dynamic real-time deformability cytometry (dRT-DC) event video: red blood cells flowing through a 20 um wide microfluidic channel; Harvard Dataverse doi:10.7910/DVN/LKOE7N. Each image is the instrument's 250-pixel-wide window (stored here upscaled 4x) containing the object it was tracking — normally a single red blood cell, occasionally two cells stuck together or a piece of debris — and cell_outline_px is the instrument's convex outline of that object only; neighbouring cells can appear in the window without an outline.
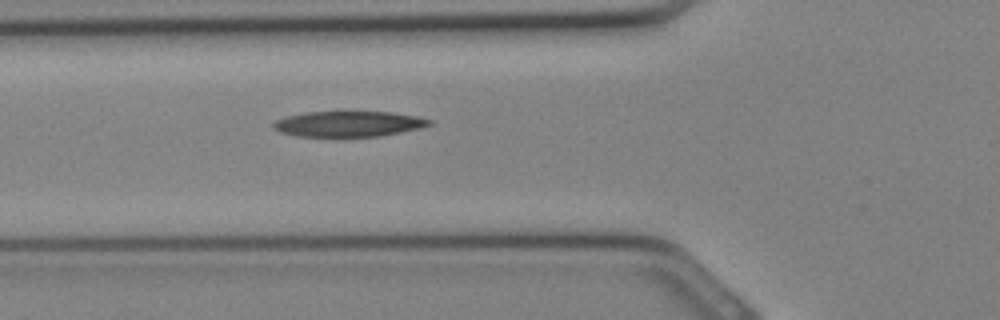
{"species": "Egyptian fruit bat (a non-hibernating species)", "species_latin": "Rousettus aegyptiacus", "temperature_condition": "cold", "stored_images_in_passage": 6, "camera_frame_rate_fps": 3000, "um_per_image_px": 0.085, "animal": {"sex": "female"}, "frame": {"image": 1, "passage_image": 2, "time_ms": 0.333, "image_size_px": [1000, 320], "cell_outline_px": [[432, 124], [420, 128], [380, 136], [296, 136], [280, 132], [272, 128], [272, 124], [276, 120], [288, 116], [308, 112], [392, 112], [416, 116], [432, 120]], "centroid_in_image_um": [29.62, 10.53], "position_along_channel_um": 96.2, "area_um2": 23.0}}
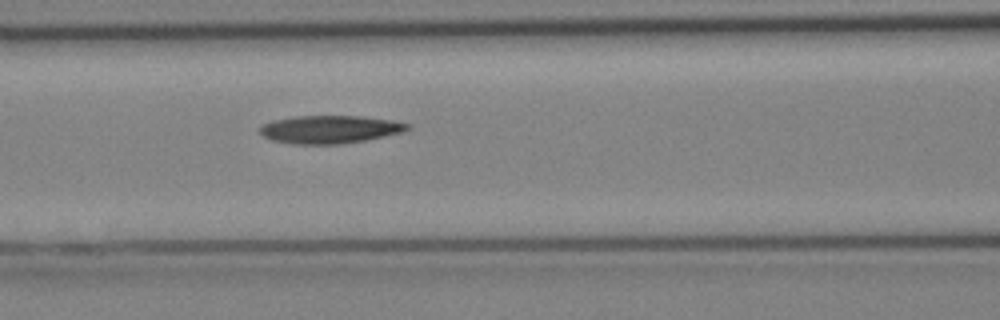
{"frame": {"image": 2, "passage_image": 4, "time_ms": 1.0, "image_size_px": [1000, 320], "cell_outline_px": [[412, 128], [404, 132], [364, 140], [340, 144], [292, 144], [272, 140], [264, 136], [260, 132], [260, 128], [264, 124], [272, 120], [296, 116], [364, 116], [392, 120], [408, 124]], "centroid_in_image_um": [28.05, 10.99], "position_along_channel_um": 138.5, "area_um2": 23.99}}